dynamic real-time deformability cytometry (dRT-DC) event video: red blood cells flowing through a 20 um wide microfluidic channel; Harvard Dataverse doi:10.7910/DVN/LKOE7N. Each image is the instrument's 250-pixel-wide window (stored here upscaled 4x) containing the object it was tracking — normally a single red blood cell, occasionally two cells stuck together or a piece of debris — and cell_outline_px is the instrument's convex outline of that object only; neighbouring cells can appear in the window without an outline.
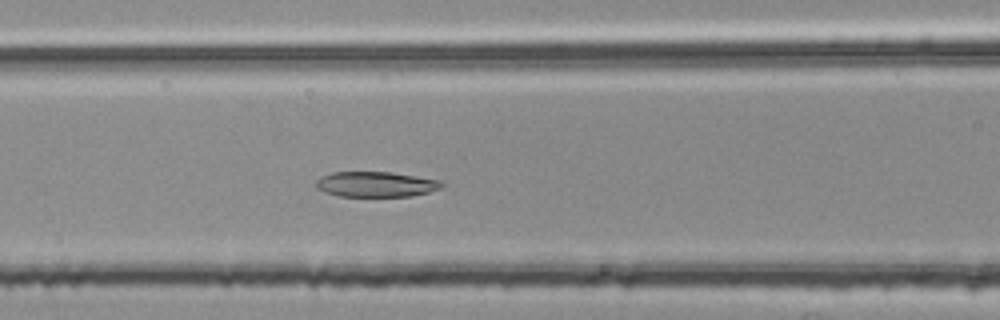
{"species": "common noctule bat (a hibernating species)", "species_latin": "Nyctalus noctula", "temperature_condition": "room temperature", "stored_images_in_passage": 45, "camera_frame_rate_fps": 3000, "um_per_image_px": 0.085, "animal": {"sex": "female", "body_mass_g": 25.1}, "frame": {"image": 1, "passage_image": 16, "time_ms": 5.0, "image_size_px": [1000, 320], "cell_outline_px": [[444, 184], [440, 188], [428, 192], [408, 196], [340, 196], [324, 192], [316, 188], [316, 180], [320, 176], [332, 172], [392, 172], [440, 180]], "centroid_in_image_um": [31.91, 15.65], "position_along_channel_um": 134.7, "area_um2": 18.5}}
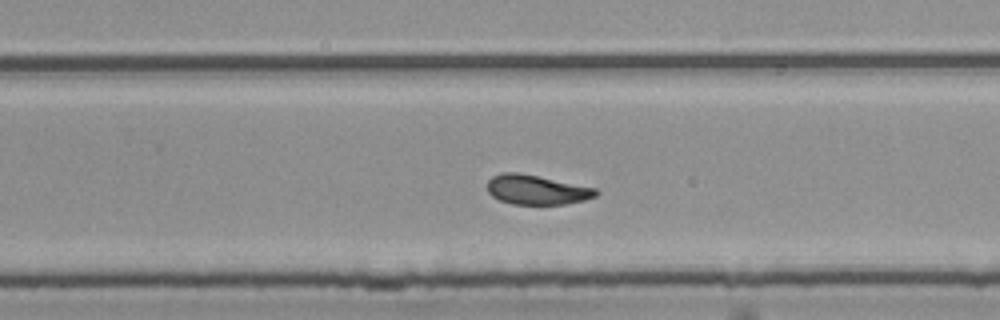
{"frame": {"image": 2, "passage_image": 28, "time_ms": 9.0, "image_size_px": [1000, 320], "cell_outline_px": [[600, 192], [596, 196], [584, 200], [564, 204], [512, 204], [500, 200], [492, 196], [488, 192], [488, 180], [492, 176], [504, 172], [516, 172], [596, 188]], "centroid_in_image_um": [45.61, 16.13], "position_along_channel_um": 284.2, "area_um2": 18.5}}
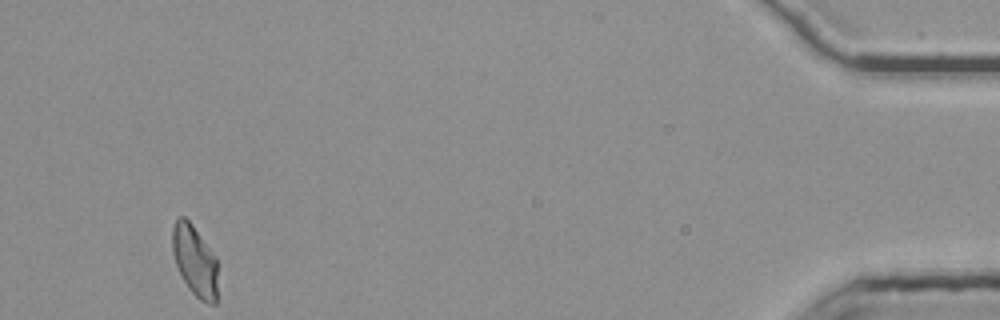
{"frame": {"image": 3, "passage_image": 45, "time_ms": 14.667, "image_size_px": [1000, 320], "cell_outline_px": [[216, 304], [208, 304], [200, 300], [188, 288], [176, 264], [172, 252], [172, 228], [176, 220], [180, 216], [184, 216], [192, 224], [216, 256]], "centroid_in_image_um": [16.54, 22.15], "position_along_channel_um": 418.7, "area_um2": 18.55}, "authors_computed_cell_mechanics": {"area_um2": 19.1896, "velocity_mm_per_s": 3.7504, "shape_relaxation_time_tau1_ms": 7.4992, "shape_relaxation_time_tau2_ms": 3.7316, "deformation_change_tau1": 0.1647, "deformation_change_tau2": 0.0944}}